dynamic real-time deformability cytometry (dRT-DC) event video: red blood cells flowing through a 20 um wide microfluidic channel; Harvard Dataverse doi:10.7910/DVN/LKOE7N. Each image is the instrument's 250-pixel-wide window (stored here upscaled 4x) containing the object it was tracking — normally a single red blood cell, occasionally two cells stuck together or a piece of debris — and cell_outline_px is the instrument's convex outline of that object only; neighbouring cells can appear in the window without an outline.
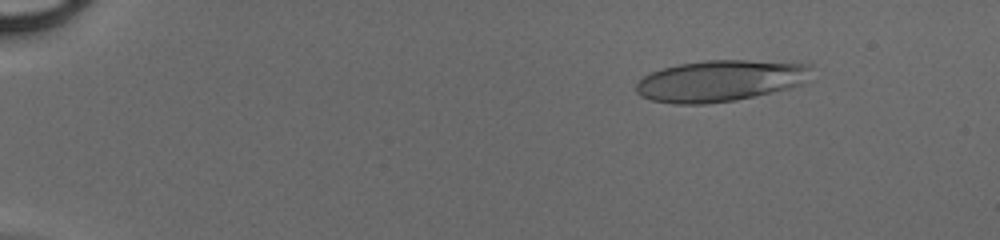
{"species": "human", "species_latin": "Homo sapiens", "temperature_condition": "cold", "stored_images_in_passage": 47, "camera_frame_rate_fps": 3000, "um_per_image_px": 0.085, "donor": {"sex": "male"}, "frame": {"image": 1, "passage_image": 5, "time_ms": 1.333, "image_size_px": [1000, 240], "cell_outline_px": [[812, 64], [800, 84], [788, 88], [772, 92], [736, 100], [704, 104], [676, 104], [652, 100], [640, 96], [636, 92], [636, 84], [644, 76], [652, 72], [664, 68], [680, 64], [704, 60], [748, 60]], "centroid_in_image_um": [61.15, 6.87], "position_along_channel_um": 23.9, "area_um2": 41.67}}
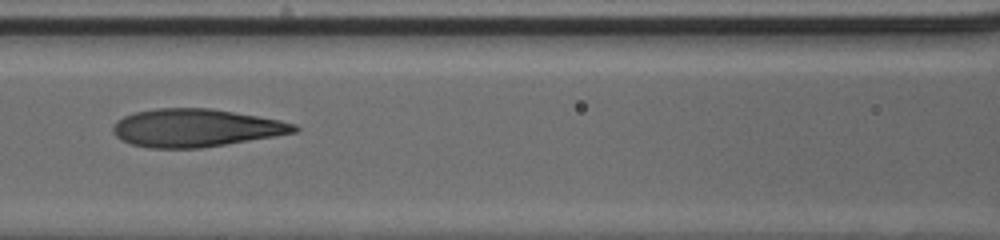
{"frame": {"image": 2, "passage_image": 22, "time_ms": 7.0, "image_size_px": [1000, 240], "cell_outline_px": [[300, 128], [296, 132], [200, 148], [148, 148], [132, 144], [120, 140], [112, 132], [112, 128], [116, 120], [124, 116], [136, 112], [156, 108], [208, 108], [280, 120], [296, 124]], "centroid_in_image_um": [16.58, 10.87], "position_along_channel_um": 150.0, "area_um2": 39.71}}
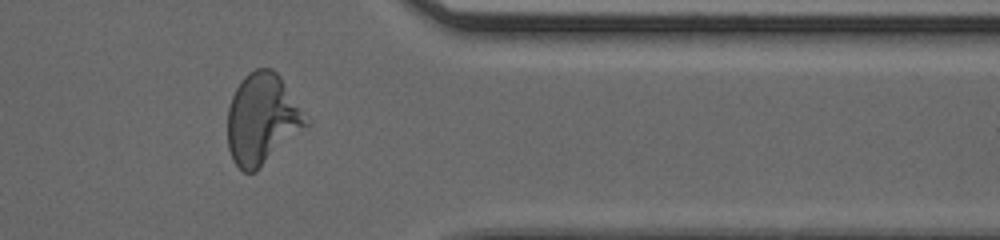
{"frame": {"image": 3, "passage_image": 39, "time_ms": 12.667, "image_size_px": [1000, 240], "cell_outline_px": [[312, 120], [308, 124], [256, 172], [244, 172], [232, 160], [228, 148], [228, 108], [232, 96], [240, 80], [248, 72], [256, 68], [272, 68], [280, 76]], "centroid_in_image_um": [22.3, 10.1], "position_along_channel_um": 389.1, "area_um2": 41.73}}